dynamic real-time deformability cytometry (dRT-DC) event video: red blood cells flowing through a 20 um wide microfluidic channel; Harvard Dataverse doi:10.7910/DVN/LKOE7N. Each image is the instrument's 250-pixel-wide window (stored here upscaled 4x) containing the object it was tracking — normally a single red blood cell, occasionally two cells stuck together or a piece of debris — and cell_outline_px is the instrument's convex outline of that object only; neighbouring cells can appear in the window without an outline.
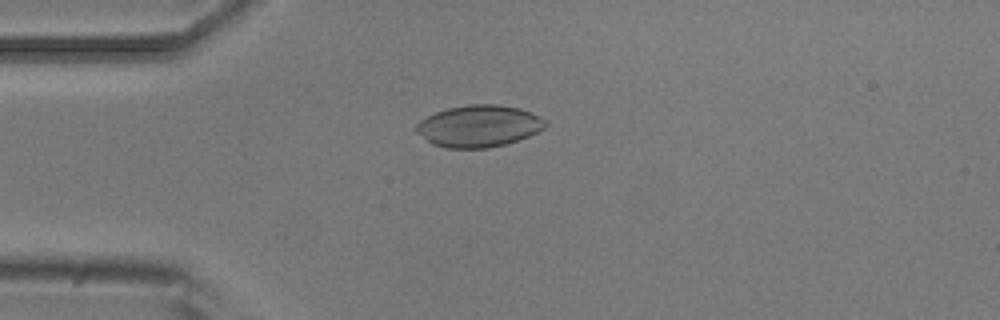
{"species": "common noctule bat (a hibernating species)", "species_latin": "Nyctalus noctula", "temperature_condition": "room temperature", "stored_images_in_passage": 5, "camera_frame_rate_fps": 3000, "um_per_image_px": 0.085, "animal": {"sex": "male", "body_mass_g": 20.5, "forearm_length_mm": 52.5}, "frame": {"image": 1, "passage_image": 4, "time_ms": 1.0, "image_size_px": [1000, 320], "cell_outline_px": [[548, 124], [544, 128], [528, 136], [504, 144], [488, 148], [448, 148], [432, 144], [416, 132], [416, 124], [420, 120], [436, 112], [448, 108], [468, 104], [496, 104], [520, 108], [532, 112], [548, 120]], "centroid_in_image_um": [40.72, 10.7], "position_along_channel_um": 44.3, "area_um2": 31.5}}